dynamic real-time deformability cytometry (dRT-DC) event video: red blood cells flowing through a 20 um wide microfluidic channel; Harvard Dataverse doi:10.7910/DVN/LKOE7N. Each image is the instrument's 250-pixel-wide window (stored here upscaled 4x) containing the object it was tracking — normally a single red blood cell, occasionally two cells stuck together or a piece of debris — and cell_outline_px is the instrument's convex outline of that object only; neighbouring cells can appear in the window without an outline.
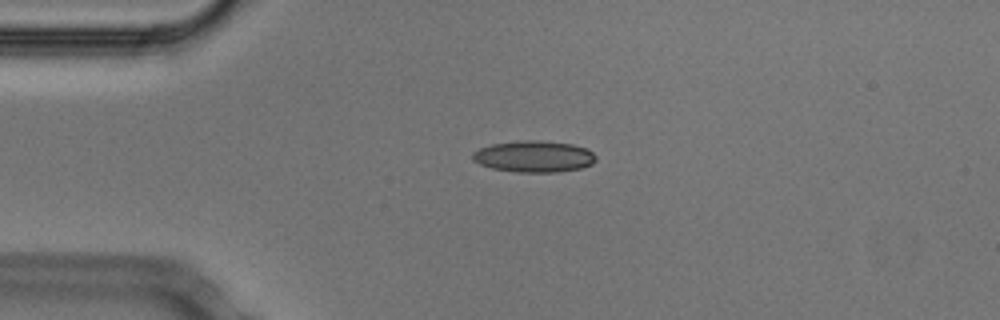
{"species": "Egyptian fruit bat (a non-hibernating species)", "species_latin": "Rousettus aegyptiacus", "temperature_condition": "cold", "stored_images_in_passage": 52, "camera_frame_rate_fps": 3000, "um_per_image_px": 0.085, "animal": {"sex": "male"}, "frame": {"image": 1, "passage_image": 11, "time_ms": 3.333, "image_size_px": [1000, 320], "cell_outline_px": [[596, 160], [592, 164], [580, 168], [556, 172], [516, 172], [492, 168], [480, 164], [472, 160], [472, 152], [480, 148], [492, 144], [520, 140], [540, 140], [572, 144], [584, 148], [592, 152], [596, 156]], "centroid_in_image_um": [45.37, 13.3], "position_along_channel_um": 39.6, "area_um2": 22.6}}
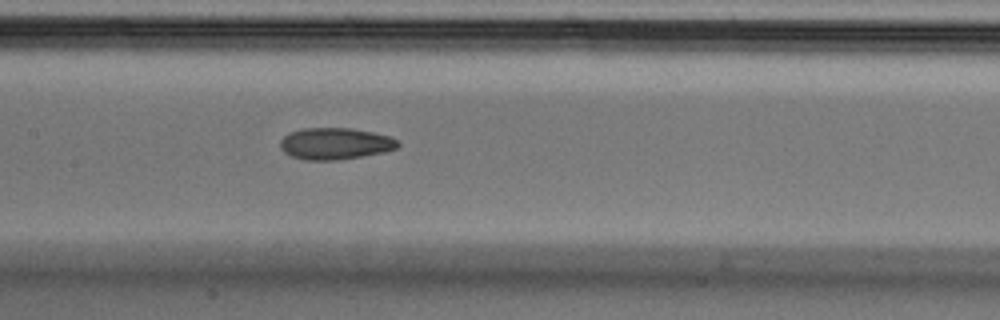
{"frame": {"image": 2, "passage_image": 24, "time_ms": 7.667, "image_size_px": [1000, 320], "cell_outline_px": [[400, 144], [396, 148], [384, 152], [336, 160], [304, 160], [292, 156], [284, 152], [280, 148], [280, 140], [284, 136], [292, 132], [304, 128], [352, 128], [392, 136]], "centroid_in_image_um": [28.49, 12.2], "position_along_channel_um": 178.9, "area_um2": 21.62}}
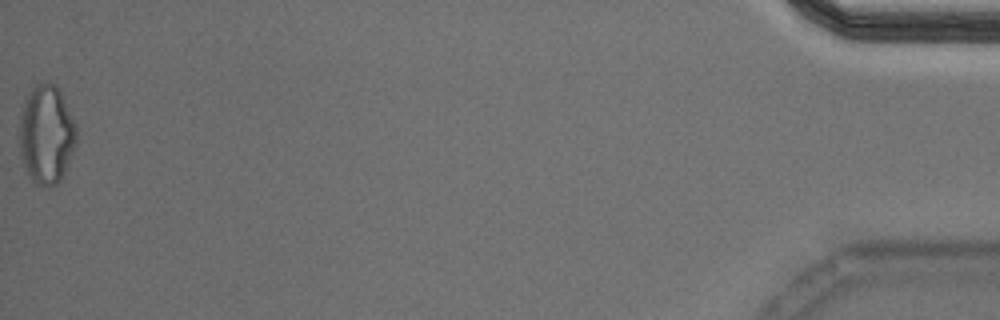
{"frame": {"image": 3, "passage_image": 52, "time_ms": 17.0, "image_size_px": [1000, 320], "cell_outline_px": [[76, 144], [68, 164], [60, 180], [52, 188], [48, 188], [36, 184], [32, 180], [20, 156], [20, 116], [24, 100], [32, 88], [36, 84], [56, 84], [76, 124]], "centroid_in_image_um": [3.94, 11.46], "position_along_channel_um": 431.3, "area_um2": 32.66}, "authors_computed_cell_mechanics": {"area_um2": 21.7617, "velocity_mm_per_s": 3.762, "shape_relaxation_time_tau1_ms": null, "shape_relaxation_time_tau2_ms": 5.8257, "deformation_change_tau1": null, "deformation_change_tau2": 0.135}}